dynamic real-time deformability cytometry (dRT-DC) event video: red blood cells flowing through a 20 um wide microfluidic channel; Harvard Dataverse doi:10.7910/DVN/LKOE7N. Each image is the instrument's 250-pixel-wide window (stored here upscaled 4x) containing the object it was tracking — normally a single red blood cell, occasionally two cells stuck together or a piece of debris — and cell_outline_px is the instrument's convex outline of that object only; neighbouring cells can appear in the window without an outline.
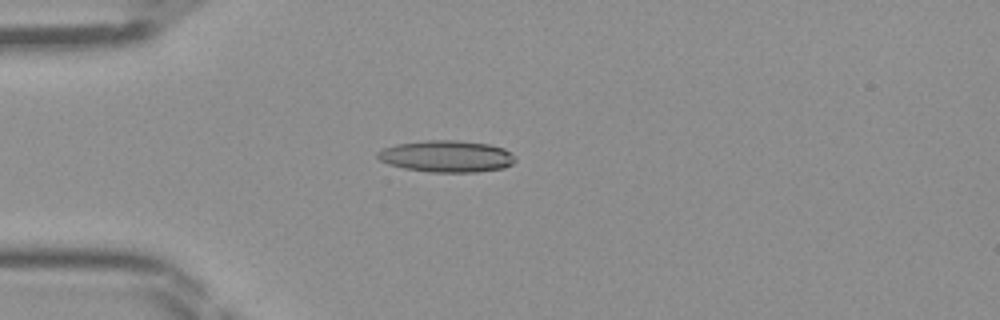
{"species": "Egyptian fruit bat (a non-hibernating species)", "species_latin": "Rousettus aegyptiacus", "temperature_condition": "room temperature", "stored_images_in_passage": 39, "segment_of_instrument_passage": [1, 2], "camera_frame_rate_fps": 3000, "um_per_image_px": 0.085, "frame": {"image": 1, "passage_image": 13, "time_ms": 4.0, "image_size_px": [1000, 320], "cell_outline_px": [[516, 160], [512, 164], [504, 168], [476, 172], [428, 172], [404, 168], [388, 164], [380, 160], [376, 156], [376, 152], [384, 148], [396, 144], [428, 140], [456, 140], [488, 144], [504, 148], [512, 152], [516, 156]], "centroid_in_image_um": [37.98, 13.29], "position_along_channel_um": 47.0, "area_um2": 25.61}}
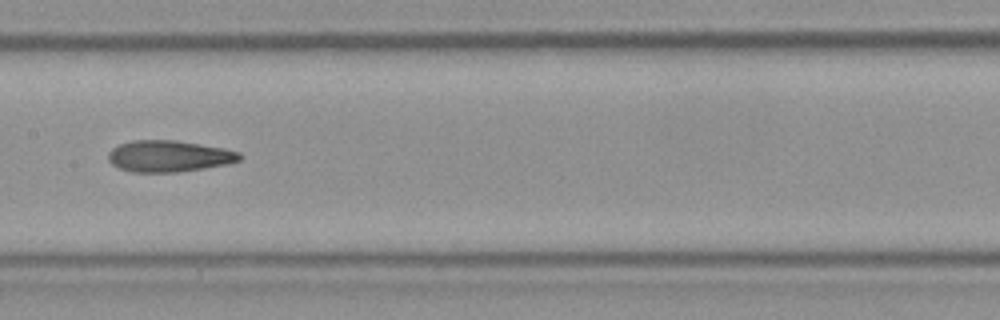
{"frame": {"image": 2, "passage_image": 24, "time_ms": 7.667, "image_size_px": [1000, 320], "cell_outline_px": [[244, 156], [240, 160], [228, 164], [180, 172], [132, 172], [120, 168], [112, 164], [108, 160], [108, 152], [112, 148], [120, 144], [132, 140], [176, 140], [224, 148], [240, 152]], "centroid_in_image_um": [14.38, 13.27], "position_along_channel_um": 193.0, "area_um2": 24.22}}
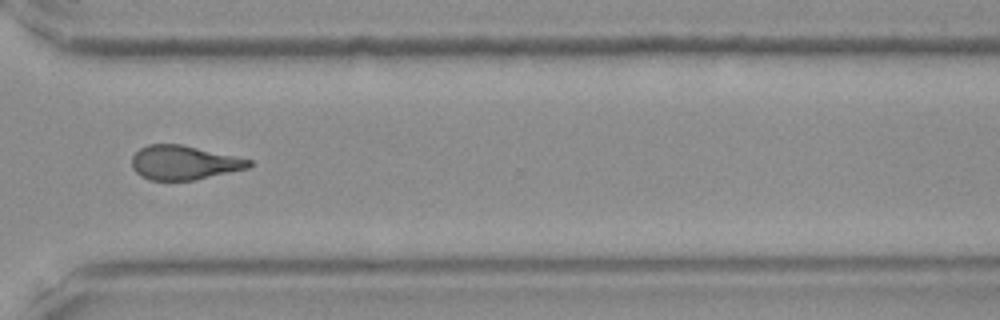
{"frame": {"image": 3, "passage_image": 35, "time_ms": 11.333, "image_size_px": [1000, 320], "cell_outline_px": [[252, 164], [248, 168], [196, 180], [148, 180], [140, 176], [132, 168], [132, 156], [140, 148], [148, 144], [180, 144], [252, 160]], "centroid_in_image_um": [15.6, 13.83], "position_along_channel_um": 355.0, "area_um2": 23.24}}